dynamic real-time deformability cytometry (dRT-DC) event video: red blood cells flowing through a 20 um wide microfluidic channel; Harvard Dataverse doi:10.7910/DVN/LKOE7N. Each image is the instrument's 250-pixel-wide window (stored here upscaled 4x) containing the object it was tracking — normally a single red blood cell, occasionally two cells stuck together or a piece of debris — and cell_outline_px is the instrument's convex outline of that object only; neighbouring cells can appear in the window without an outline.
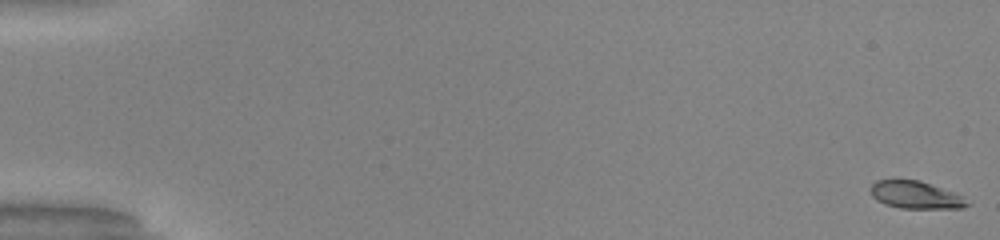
{"species": "common noctule bat (a hibernating species)", "species_latin": "Nyctalus noctula", "temperature_condition": "warm", "stored_images_in_passage": 52, "camera_frame_rate_fps": 3000, "um_per_image_px": 0.085, "animal": {"sex": "male", "body_mass_g": 20.0, "forearm_length_mm": 53.3}, "frame": {"image": 1, "passage_image": 1, "time_ms": 0.0, "image_size_px": [1000, 240], "cell_outline_px": [[972, 204], [964, 208], [900, 208], [884, 204], [876, 200], [872, 196], [872, 184], [876, 180], [920, 180], [956, 192]], "centroid_in_image_um": [77.88, 16.57], "position_along_channel_um": 7.1, "area_um2": 15.55}}
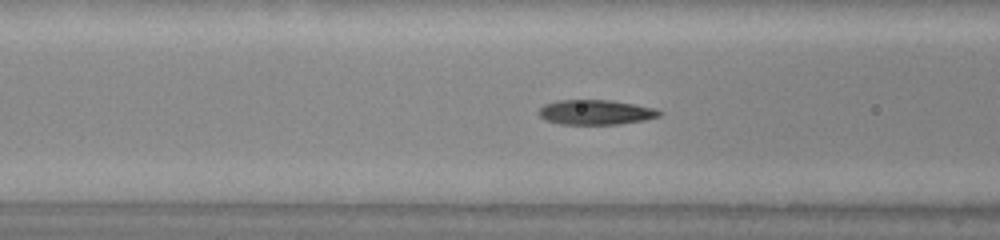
{"frame": {"image": 2, "passage_image": 22, "time_ms": 7.0, "image_size_px": [1000, 240], "cell_outline_px": [[664, 112], [660, 116], [644, 120], [620, 124], [560, 124], [544, 120], [536, 112], [544, 104], [556, 100], [612, 100], [656, 108]], "centroid_in_image_um": [50.63, 9.54], "position_along_channel_um": 116.0, "area_um2": 17.69}}
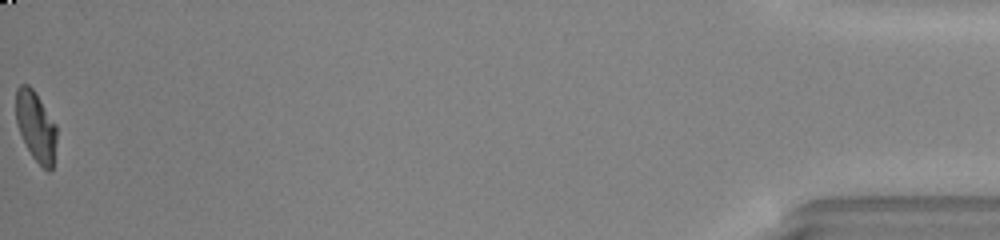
{"frame": {"image": 3, "passage_image": 52, "time_ms": 17.0, "image_size_px": [1000, 240], "cell_outline_px": [[56, 140], [52, 168], [48, 172], [32, 156], [16, 124], [16, 88], [20, 84], [28, 84], [32, 88], [56, 124]], "centroid_in_image_um": [3.04, 10.71], "position_along_channel_um": 432.2, "area_um2": 16.3}, "authors_computed_cell_mechanics": {"area_um2": 17.3978, "velocity_mm_per_s": 4.1077, "shape_relaxation_time_tau1_ms": 4.3409, "shape_relaxation_time_tau2_ms": 0.8936, "deformation_change_tau1": 0.2074, "deformation_change_tau2": 0.0452}}